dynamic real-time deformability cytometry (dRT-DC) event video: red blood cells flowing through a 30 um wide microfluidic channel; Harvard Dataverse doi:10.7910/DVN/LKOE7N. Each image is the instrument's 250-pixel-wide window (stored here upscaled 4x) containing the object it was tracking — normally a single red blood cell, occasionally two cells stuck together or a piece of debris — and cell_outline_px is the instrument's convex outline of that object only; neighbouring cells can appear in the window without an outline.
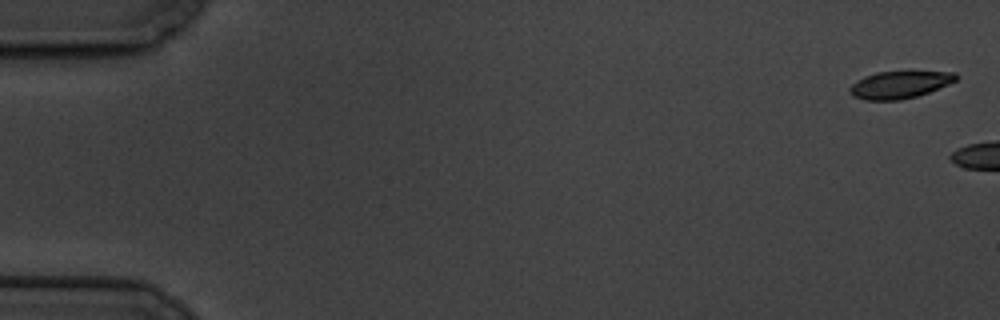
{"species": "common noctule bat (a hibernating species)", "species_latin": "Nyctalus noctula", "temperature_condition": "cold", "stored_images_in_passage": 3, "camera_frame_rate_fps": 3000, "um_per_image_px": 0.085, "animal": {"sex": "male", "body_mass_g": 19.5, "forearm_length_mm": 54.6}, "frame": {"image": 1, "passage_image": 1, "time_ms": 0.0, "image_size_px": [1000, 320], "cell_outline_px": [[956, 80], [948, 84], [928, 92], [916, 96], [900, 100], [864, 100], [852, 96], [848, 92], [848, 88], [856, 80], [864, 76], [876, 72], [908, 68], [956, 72]], "centroid_in_image_um": [76.46, 7.13], "position_along_channel_um": 8.5, "area_um2": 17.92}}